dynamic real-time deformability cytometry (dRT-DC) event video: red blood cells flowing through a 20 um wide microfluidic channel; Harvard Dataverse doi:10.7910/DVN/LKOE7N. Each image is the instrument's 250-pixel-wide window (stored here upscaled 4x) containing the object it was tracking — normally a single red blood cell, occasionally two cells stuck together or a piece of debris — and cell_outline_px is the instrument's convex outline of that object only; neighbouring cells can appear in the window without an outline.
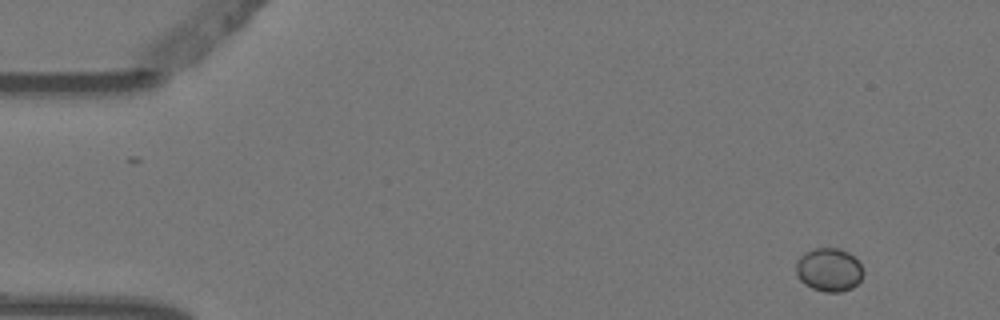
{"species": "Egyptian fruit bat (a non-hibernating species)", "species_latin": "Rousettus aegyptiacus", "temperature_condition": "warm", "stored_images_in_passage": 4, "camera_frame_rate_fps": 3000, "um_per_image_px": 0.085, "animal": {"sex": "female"}, "frame": {"image": 1, "passage_image": 1, "time_ms": 0.0, "image_size_px": [1000, 320], "cell_outline_px": [[864, 272], [860, 280], [852, 288], [840, 292], [824, 292], [812, 288], [804, 284], [796, 276], [796, 260], [804, 252], [812, 248], [840, 248], [848, 252], [860, 264]], "centroid_in_image_um": [70.43, 22.92], "position_along_channel_um": 14.6, "area_um2": 17.17}}